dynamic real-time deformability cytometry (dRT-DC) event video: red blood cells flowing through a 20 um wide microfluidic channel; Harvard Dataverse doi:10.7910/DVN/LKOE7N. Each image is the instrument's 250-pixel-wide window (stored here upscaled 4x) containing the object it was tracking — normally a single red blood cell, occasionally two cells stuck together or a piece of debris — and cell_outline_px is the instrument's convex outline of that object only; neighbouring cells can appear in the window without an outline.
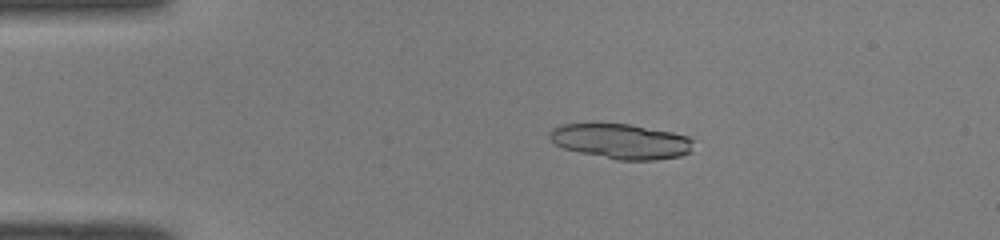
{"species": "common noctule bat (a hibernating species)", "species_latin": "Nyctalus noctula", "temperature_condition": "room temperature", "stored_images_in_passage": 48, "segment_of_instrument_passage": [1, 2], "camera_frame_rate_fps": 3000, "um_per_image_px": 0.085, "animal": {"sex": "male", "body_mass_g": 19.0, "forearm_length_mm": 50.8}, "frame": {"image": 1, "passage_image": 9, "time_ms": 2.667, "image_size_px": [1000, 240], "cell_outline_px": [[692, 152], [680, 156], [656, 160], [616, 160], [580, 152], [564, 148], [556, 144], [548, 136], [548, 132], [552, 128], [560, 124], [632, 124], [672, 132], [688, 136], [692, 140]], "centroid_in_image_um": [52.81, 12.01], "position_along_channel_um": 32.2, "area_um2": 29.42}}